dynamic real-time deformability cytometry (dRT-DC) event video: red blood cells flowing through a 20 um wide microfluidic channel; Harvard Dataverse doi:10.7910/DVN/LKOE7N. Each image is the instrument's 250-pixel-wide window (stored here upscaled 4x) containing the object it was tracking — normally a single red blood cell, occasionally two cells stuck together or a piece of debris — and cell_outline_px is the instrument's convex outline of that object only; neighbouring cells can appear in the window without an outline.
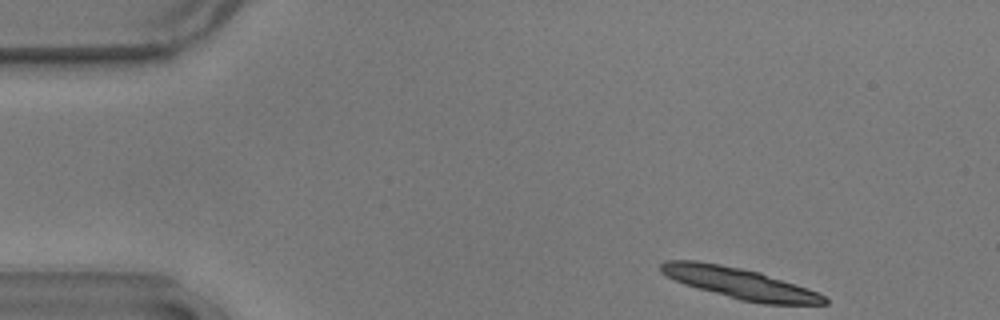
{"species": "common noctule bat (a hibernating species)", "species_latin": "Nyctalus noctula", "temperature_condition": "warm", "stored_images_in_passage": 26, "camera_frame_rate_fps": 3000, "um_per_image_px": 0.085, "animal": {"sex": "male", "body_mass_g": 17.9}, "frame": {"image": 1, "passage_image": 1, "time_ms": 0.0, "image_size_px": [1000, 320], "cell_outline_px": [[828, 304], [764, 304], [740, 300], [696, 288], [684, 284], [660, 272], [660, 264], [664, 260], [696, 260], [720, 264], [760, 272], [808, 288], [824, 296], [828, 300]], "centroid_in_image_um": [62.86, 24.07], "position_along_channel_um": 22.1, "area_um2": 29.36}}
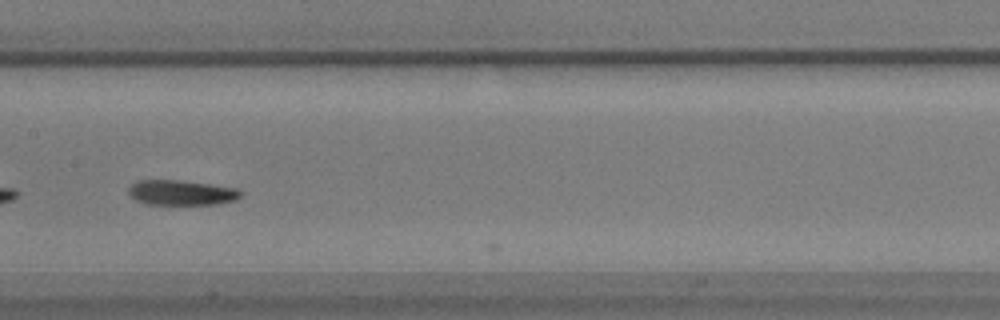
{"frame": {"image": 2, "passage_image": 23, "time_ms": 7.333, "image_size_px": [1000, 320], "cell_outline_px": [[244, 192], [236, 200], [216, 204], [144, 204], [136, 200], [128, 192], [128, 188], [136, 180], [180, 180], [236, 188]], "centroid_in_image_um": [15.41, 16.37], "position_along_channel_um": 192.0, "area_um2": 16.36}}